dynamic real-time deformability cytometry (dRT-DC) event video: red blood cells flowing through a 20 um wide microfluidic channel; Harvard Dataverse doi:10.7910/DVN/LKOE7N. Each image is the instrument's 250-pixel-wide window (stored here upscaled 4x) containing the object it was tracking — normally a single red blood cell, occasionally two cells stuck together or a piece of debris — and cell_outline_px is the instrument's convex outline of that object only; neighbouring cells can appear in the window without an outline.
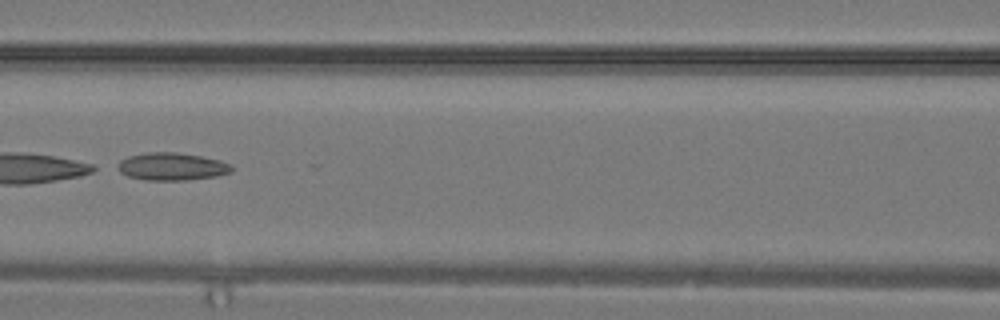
{"species": "common noctule bat (a hibernating species)", "species_latin": "Nyctalus noctula", "temperature_condition": "warm", "stored_images_in_passage": 29, "camera_frame_rate_fps": 3000, "um_per_image_px": 0.085, "animal": {"sex": "male", "body_mass_g": 19.2, "forearm_length_mm": 51.8}, "frame": {"image": 1, "passage_image": 13, "time_ms": 4.0, "image_size_px": [1000, 320], "cell_outline_px": [[232, 172], [216, 176], [184, 180], [144, 180], [128, 176], [112, 168], [120, 160], [128, 156], [148, 152], [176, 152], [200, 156], [220, 160], [232, 164]], "centroid_in_image_um": [14.55, 14.15], "position_along_channel_um": 152.0, "area_um2": 18.55}}
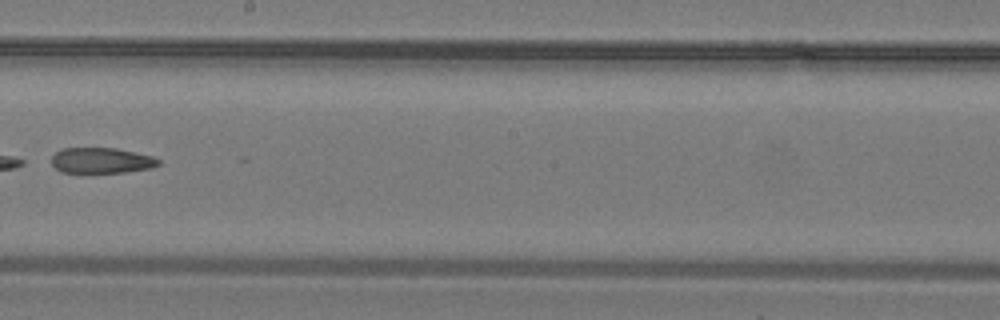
{"frame": {"image": 2, "passage_image": 17, "time_ms": 5.333, "image_size_px": [1000, 320], "cell_outline_px": [[160, 164], [152, 168], [124, 172], [84, 176], [60, 172], [52, 164], [52, 156], [56, 152], [64, 148], [116, 148], [152, 156], [160, 160]], "centroid_in_image_um": [8.58, 13.7], "position_along_channel_um": 239.6, "area_um2": 16.76}}